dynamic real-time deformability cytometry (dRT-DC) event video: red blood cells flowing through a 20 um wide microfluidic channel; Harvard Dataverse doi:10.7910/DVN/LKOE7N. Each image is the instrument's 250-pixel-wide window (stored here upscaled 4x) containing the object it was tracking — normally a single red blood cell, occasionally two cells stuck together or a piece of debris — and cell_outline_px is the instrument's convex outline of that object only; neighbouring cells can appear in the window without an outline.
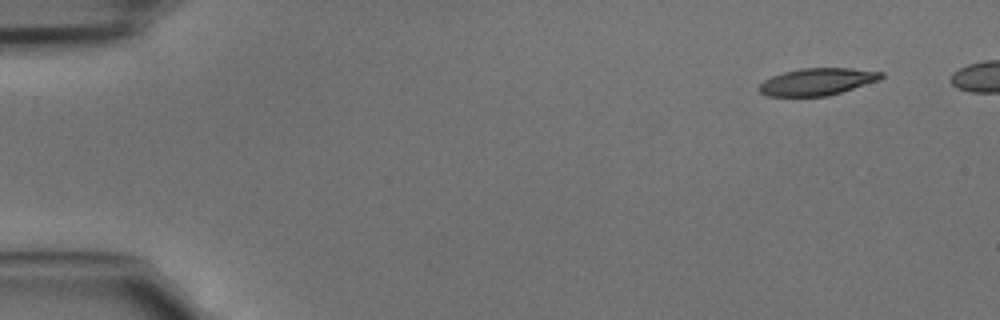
{"species": "common noctule bat (a hibernating species)", "species_latin": "Nyctalus noctula", "temperature_condition": "cold", "stored_images_in_passage": 39, "camera_frame_rate_fps": 3000, "um_per_image_px": 0.085, "animal": {"sex": "male", "body_mass_g": 15.6}, "frame": {"image": 1, "passage_image": 1, "time_ms": 0.0, "image_size_px": [1000, 320], "cell_outline_px": [[884, 76], [880, 80], [828, 96], [768, 96], [760, 92], [756, 88], [764, 80], [772, 76], [784, 72], [800, 68], [848, 68], [884, 72]], "centroid_in_image_um": [69.46, 6.94], "position_along_channel_um": 15.5, "area_um2": 19.31}}
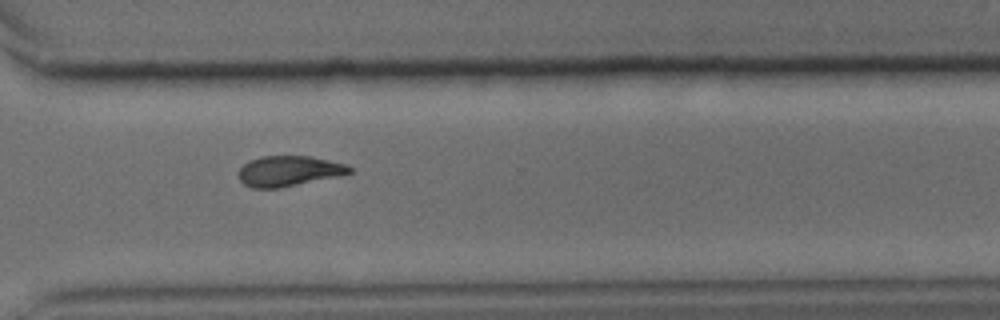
{"frame": {"image": 2, "passage_image": 31, "time_ms": 10.0, "image_size_px": [1000, 320], "cell_outline_px": [[352, 172], [340, 176], [280, 188], [252, 188], [244, 184], [240, 180], [236, 172], [244, 164], [260, 156], [308, 156], [348, 164], [352, 168]], "centroid_in_image_um": [24.55, 14.54], "position_along_channel_um": 346.0, "area_um2": 19.77}}
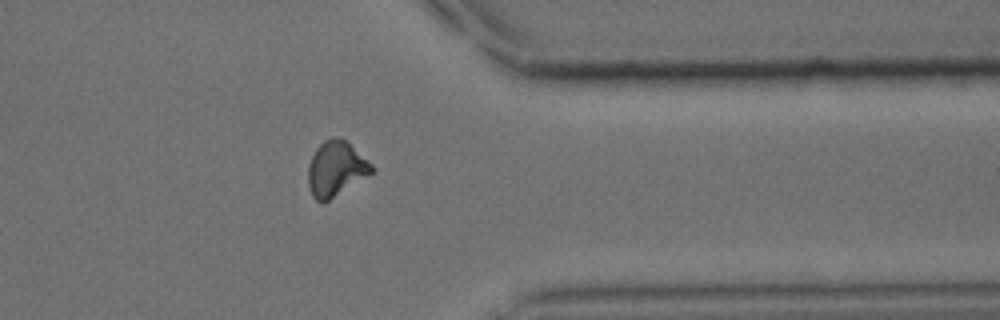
{"frame": {"image": 3, "passage_image": 34, "time_ms": 11.0, "image_size_px": [1000, 320], "cell_outline_px": [[376, 168], [372, 172], [324, 204], [320, 204], [312, 196], [308, 188], [308, 164], [316, 148], [324, 140], [332, 136], [344, 140], [372, 164]], "centroid_in_image_um": [28.51, 14.38], "position_along_channel_um": 382.9, "area_um2": 20.29}}